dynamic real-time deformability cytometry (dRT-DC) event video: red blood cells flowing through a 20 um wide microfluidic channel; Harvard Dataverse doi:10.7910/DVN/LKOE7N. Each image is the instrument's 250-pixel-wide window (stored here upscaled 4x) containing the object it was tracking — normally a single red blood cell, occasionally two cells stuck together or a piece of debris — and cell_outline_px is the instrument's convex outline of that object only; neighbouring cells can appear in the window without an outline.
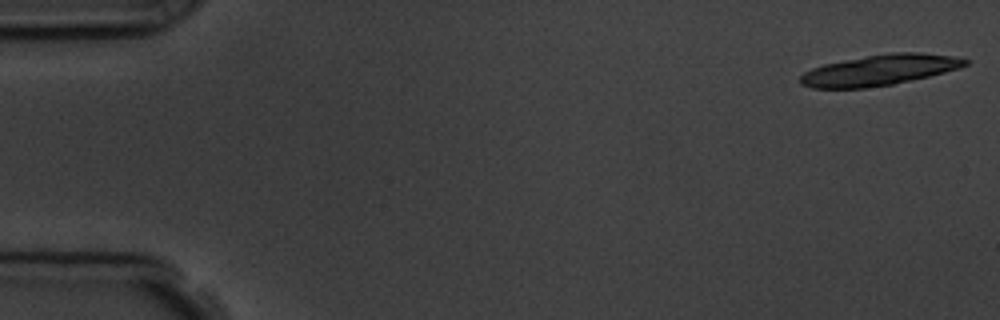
{"species": "common noctule bat (a hibernating species)", "species_latin": "Nyctalus noctula", "temperature_condition": "room temperature", "stored_images_in_passage": 7, "camera_frame_rate_fps": 3000, "um_per_image_px": 0.085, "animal": {"sex": "male", "body_mass_g": 19.5, "forearm_length_mm": 54.6}, "frame": {"image": 1, "passage_image": 1, "time_ms": 0.0, "image_size_px": [1000, 320], "cell_outline_px": [[972, 60], [968, 64], [960, 68], [928, 76], [892, 84], [864, 88], [812, 88], [800, 84], [800, 76], [804, 72], [812, 68], [824, 64], [868, 56], [892, 52], [920, 52], [952, 56]], "centroid_in_image_um": [74.78, 5.95], "position_along_channel_um": 10.2, "area_um2": 29.25}}